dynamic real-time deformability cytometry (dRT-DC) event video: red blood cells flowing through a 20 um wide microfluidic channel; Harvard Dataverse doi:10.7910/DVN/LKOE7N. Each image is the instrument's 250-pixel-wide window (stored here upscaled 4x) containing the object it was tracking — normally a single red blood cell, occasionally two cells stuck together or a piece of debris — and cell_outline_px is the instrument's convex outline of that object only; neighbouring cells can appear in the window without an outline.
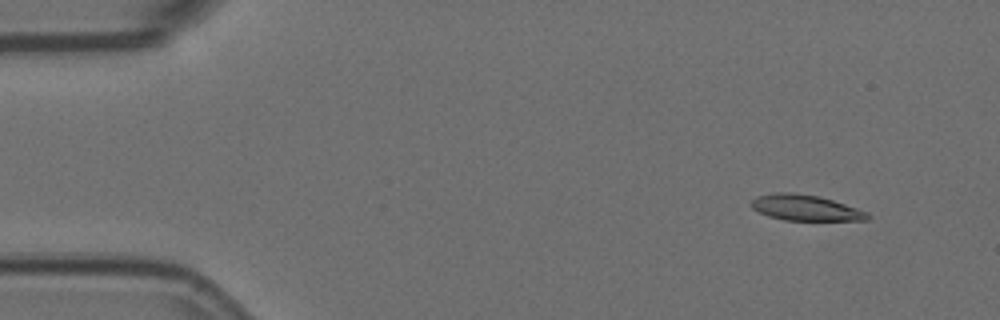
{"species": "Egyptian fruit bat (a non-hibernating species)", "species_latin": "Rousettus aegyptiacus", "temperature_condition": "room temperature", "stored_images_in_passage": 55, "camera_frame_rate_fps": 3000, "um_per_image_px": 0.085, "animal": {"sex": "female"}, "frame": {"image": 1, "passage_image": 4, "time_ms": 1.0, "image_size_px": [1000, 320], "cell_outline_px": [[872, 216], [868, 220], [784, 220], [768, 216], [752, 208], [752, 200], [756, 196], [772, 192], [792, 192], [820, 196], [868, 212]], "centroid_in_image_um": [68.46, 17.65], "position_along_channel_um": 16.5, "area_um2": 17.46}}
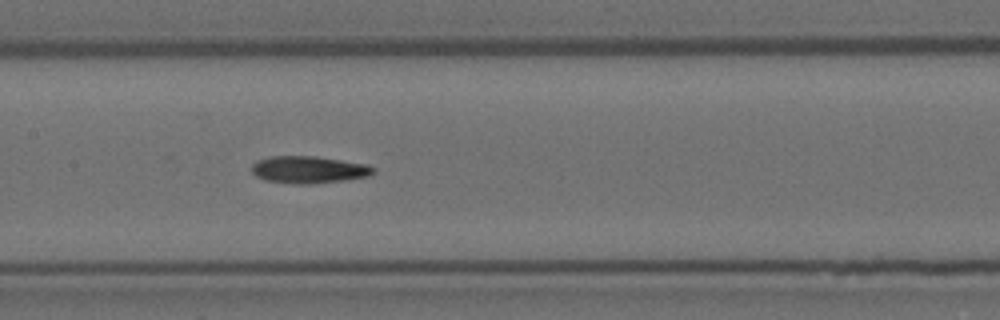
{"frame": {"image": 2, "passage_image": 26, "time_ms": 8.333, "image_size_px": [1000, 320], "cell_outline_px": [[376, 168], [368, 176], [344, 180], [308, 184], [296, 184], [264, 180], [256, 176], [252, 172], [252, 164], [256, 160], [268, 156], [316, 156], [364, 164]], "centroid_in_image_um": [26.17, 14.41], "position_along_channel_um": 181.2, "area_um2": 19.13}}
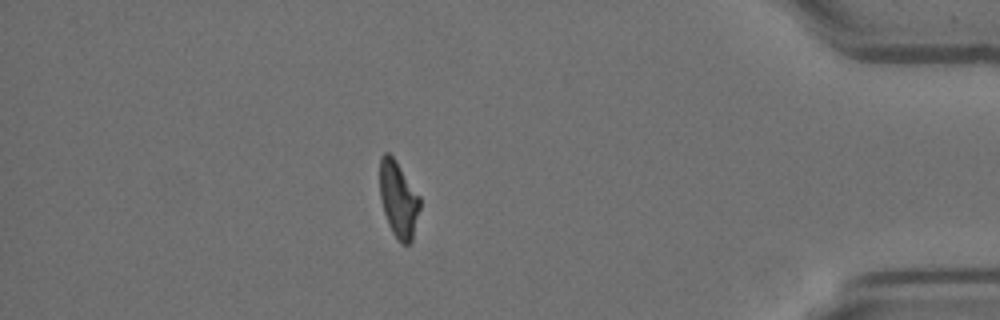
{"frame": {"image": 3, "passage_image": 48, "time_ms": 15.667, "image_size_px": [1000, 320], "cell_outline_px": [[420, 208], [412, 240], [408, 244], [400, 244], [392, 232], [388, 224], [384, 212], [380, 196], [380, 156], [384, 152], [388, 152], [396, 160], [420, 196]], "centroid_in_image_um": [33.87, 16.94], "position_along_channel_um": 401.3, "area_um2": 17.86}, "authors_computed_cell_mechanics": {"area_um2": 18.785, "velocity_mm_per_s": 3.5986, "shape_relaxation_time_tau1_ms": 6.5412, "shape_relaxation_time_tau2_ms": null, "deformation_change_tau1": 0.228, "deformation_change_tau2": null}}